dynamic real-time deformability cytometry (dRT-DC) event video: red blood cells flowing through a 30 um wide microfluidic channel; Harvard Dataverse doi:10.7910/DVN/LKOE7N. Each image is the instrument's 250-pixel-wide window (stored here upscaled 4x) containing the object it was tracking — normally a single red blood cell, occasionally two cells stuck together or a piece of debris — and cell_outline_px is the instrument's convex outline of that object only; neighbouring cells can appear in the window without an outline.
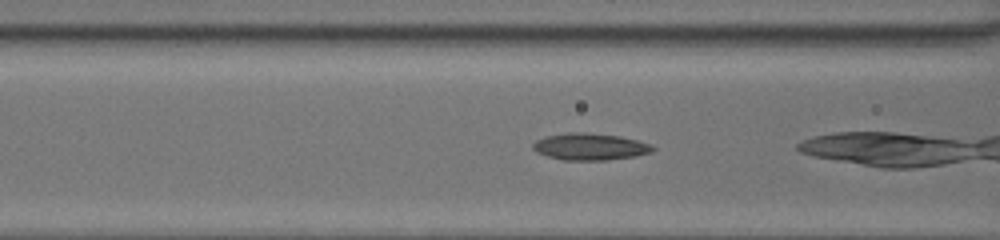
{"species": "common noctule bat (a hibernating species)", "species_latin": "Nyctalus noctula", "temperature_condition": "room temperature", "stored_images_in_passage": 21, "camera_frame_rate_fps": 3000, "um_per_image_px": 0.085, "animal": {"sex": "female", "body_mass_g": 20.0, "forearm_length_mm": 54.0}, "frame": {"image": 1, "passage_image": 20, "time_ms": 6.333, "image_size_px": [1000, 240], "cell_outline_px": [[656, 148], [652, 152], [636, 156], [608, 160], [564, 160], [548, 156], [536, 152], [532, 148], [532, 144], [536, 140], [544, 136], [568, 132], [588, 132], [620, 136], [652, 144]], "centroid_in_image_um": [50.15, 12.46], "position_along_channel_um": 116.4, "area_um2": 18.96}}